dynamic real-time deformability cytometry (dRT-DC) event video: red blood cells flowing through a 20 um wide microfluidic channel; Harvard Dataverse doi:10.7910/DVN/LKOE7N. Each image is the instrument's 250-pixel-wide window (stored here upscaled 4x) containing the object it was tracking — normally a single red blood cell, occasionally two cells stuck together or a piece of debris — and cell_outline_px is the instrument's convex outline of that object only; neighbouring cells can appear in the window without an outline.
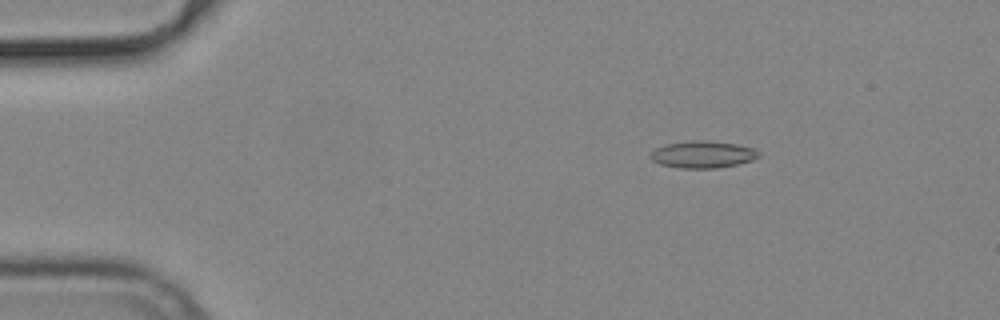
{"species": "common noctule bat (a hibernating species)", "species_latin": "Nyctalus noctula", "temperature_condition": "cold", "stored_images_in_passage": 33, "camera_frame_rate_fps": 3000, "um_per_image_px": 0.085, "animal": {"sex": "male", "body_mass_g": 19.2, "forearm_length_mm": 51.8}, "frame": {"image": 1, "passage_image": 3, "time_ms": 0.667, "image_size_px": [1000, 320], "cell_outline_px": [[760, 156], [752, 160], [736, 164], [716, 168], [680, 168], [660, 164], [652, 160], [648, 156], [656, 148], [668, 144], [692, 140], [708, 140], [736, 144], [756, 148]], "centroid_in_image_um": [59.74, 13.12], "position_along_channel_um": 25.3, "area_um2": 16.99}}
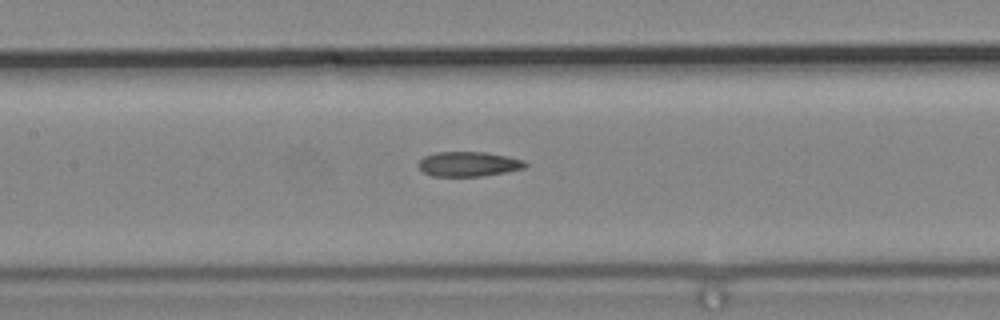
{"frame": {"image": 2, "passage_image": 20, "time_ms": 6.333, "image_size_px": [1000, 320], "cell_outline_px": [[528, 164], [524, 168], [504, 172], [480, 176], [432, 176], [424, 172], [416, 164], [424, 156], [436, 152], [484, 152], [508, 156], [524, 160]], "centroid_in_image_um": [39.81, 13.93], "position_along_channel_um": 167.6, "area_um2": 15.37}}
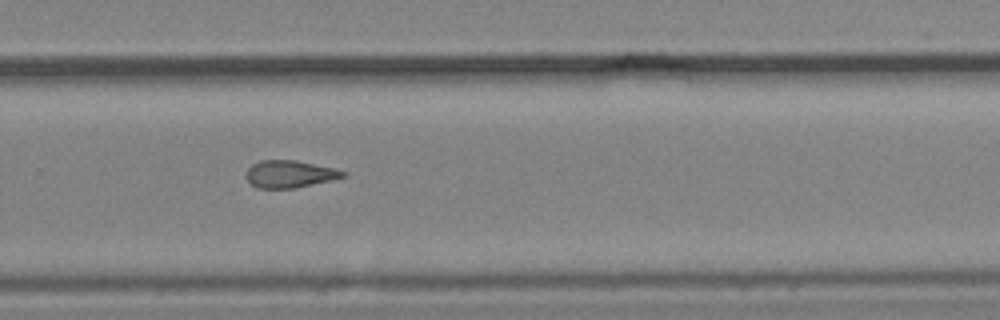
{"frame": {"image": 3, "passage_image": 31, "time_ms": 10.0, "image_size_px": [1000, 320], "cell_outline_px": [[348, 176], [332, 180], [296, 188], [256, 188], [244, 176], [244, 172], [252, 164], [260, 160], [296, 160], [332, 168], [348, 172]], "centroid_in_image_um": [24.61, 14.79], "position_along_channel_um": 305.2, "area_um2": 15.55}, "authors_computed_cell_mechanics": {"area_um2": 16.0106, "velocity_mm_per_s": 3.7784, "shape_relaxation_time_tau1_ms": null, "shape_relaxation_time_tau2_ms": 4.9751, "deformation_change_tau1": null, "deformation_change_tau2": 0.1367}}